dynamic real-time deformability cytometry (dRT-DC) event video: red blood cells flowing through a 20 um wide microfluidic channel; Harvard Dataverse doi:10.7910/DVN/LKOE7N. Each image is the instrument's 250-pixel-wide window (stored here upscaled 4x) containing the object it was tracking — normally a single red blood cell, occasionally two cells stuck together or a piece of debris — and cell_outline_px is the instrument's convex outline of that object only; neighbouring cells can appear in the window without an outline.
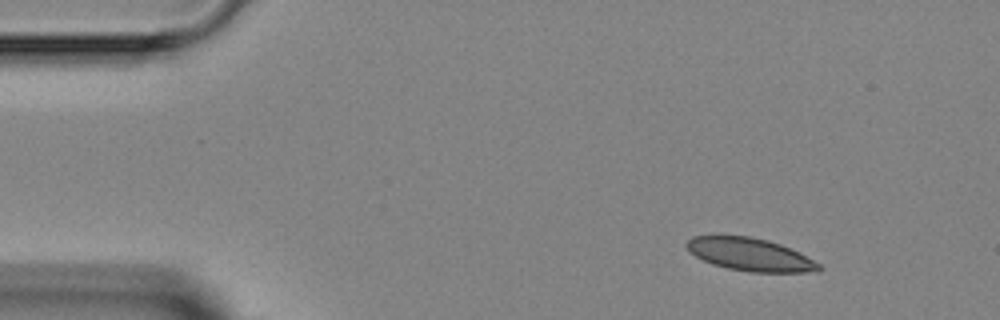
{"species": "Egyptian fruit bat (a non-hibernating species)", "species_latin": "Rousettus aegyptiacus", "temperature_condition": "room temperature", "stored_images_in_passage": 2, "camera_frame_rate_fps": 3000, "um_per_image_px": 0.085, "animal": {"sex": "female"}, "frame": {"image": 1, "passage_image": 1, "time_ms": 0.0, "image_size_px": [1000, 320], "cell_outline_px": [[824, 268], [804, 272], [748, 272], [728, 268], [712, 264], [688, 252], [684, 244], [692, 236], [716, 232], [752, 236], [768, 240], [780, 244], [800, 252], [820, 264]], "centroid_in_image_um": [63.64, 21.57], "position_along_channel_um": 21.4, "area_um2": 26.13}}